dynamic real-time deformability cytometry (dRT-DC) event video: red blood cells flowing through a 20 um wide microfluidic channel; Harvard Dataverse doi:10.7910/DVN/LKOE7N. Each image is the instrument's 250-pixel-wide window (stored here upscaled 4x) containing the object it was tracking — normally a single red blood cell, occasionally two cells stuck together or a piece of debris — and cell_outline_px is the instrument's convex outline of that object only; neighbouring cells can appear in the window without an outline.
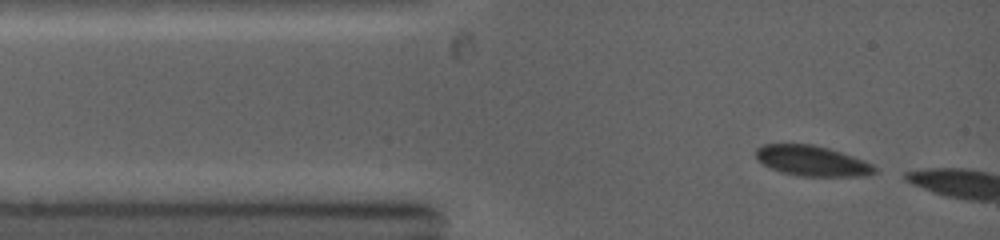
{"species": "common noctule bat (a hibernating species)", "species_latin": "Nyctalus noctula", "temperature_condition": "warm", "stored_images_in_passage": 3, "camera_frame_rate_fps": 5000, "um_per_image_px": 0.085, "animal": {"sex": "female", "body_mass_g": 19.0, "forearm_length_mm": 53.3}, "frame": {"image": 1, "passage_image": 1, "time_ms": 0.0, "image_size_px": [1000, 240], "cell_outline_px": [[876, 172], [864, 176], [800, 176], [780, 172], [764, 164], [756, 156], [756, 148], [764, 144], [812, 144], [828, 148], [864, 160], [872, 164], [876, 168]], "centroid_in_image_um": [69.03, 13.67], "position_along_channel_um": 16.0, "area_um2": 20.81}}